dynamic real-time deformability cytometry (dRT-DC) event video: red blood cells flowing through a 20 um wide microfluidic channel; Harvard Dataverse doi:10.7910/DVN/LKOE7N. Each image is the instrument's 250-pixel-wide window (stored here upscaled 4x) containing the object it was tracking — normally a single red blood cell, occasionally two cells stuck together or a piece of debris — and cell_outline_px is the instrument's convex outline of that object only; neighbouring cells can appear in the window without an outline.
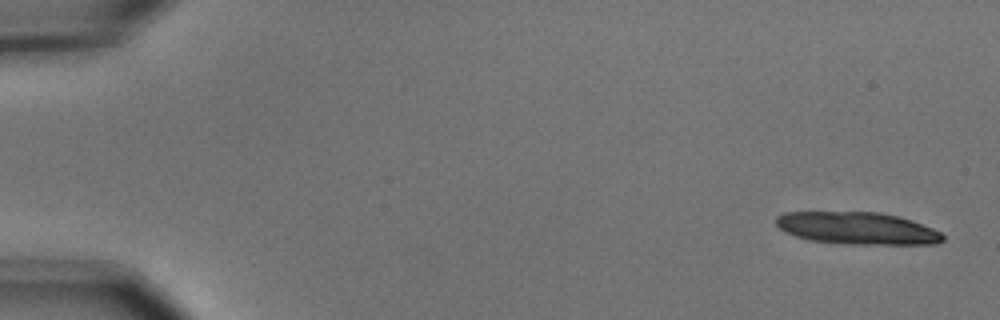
{"species": "common noctule bat (a hibernating species)", "species_latin": "Nyctalus noctula", "temperature_condition": "cold", "stored_images_in_passage": 5, "camera_frame_rate_fps": 3000, "um_per_image_px": 0.085, "animal": {"sex": "male", "body_mass_g": 15.6}, "frame": {"image": 1, "passage_image": 1, "time_ms": 0.0, "image_size_px": [1000, 320], "cell_outline_px": [[944, 240], [936, 244], [856, 244], [808, 240], [784, 232], [776, 224], [776, 216], [784, 212], [880, 212], [912, 220], [932, 228], [940, 232], [944, 236]], "centroid_in_image_um": [72.86, 19.4], "position_along_channel_um": 12.1, "area_um2": 31.27}}
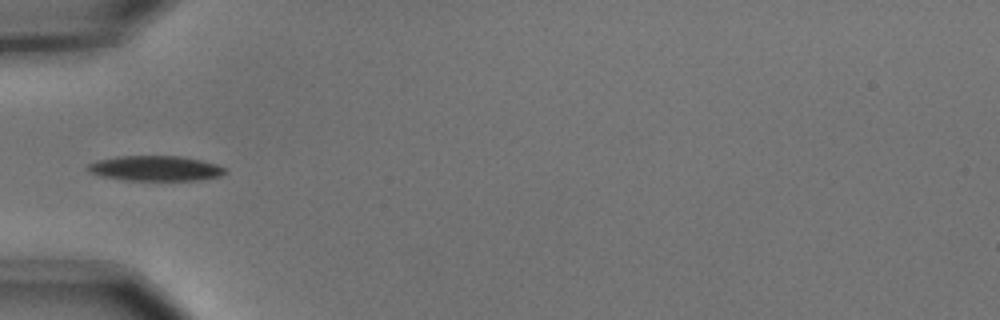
{"frame": {"image": 2, "passage_image": 5, "time_ms": 1.333, "image_size_px": [1000, 320], "cell_outline_px": [[228, 172], [220, 176], [196, 180], [124, 180], [100, 176], [88, 172], [88, 164], [96, 160], [116, 156], [180, 156], [200, 160], [216, 164], [224, 168]], "centroid_in_image_um": [13.17, 14.31], "position_along_channel_um": 71.8, "area_um2": 20.11}}